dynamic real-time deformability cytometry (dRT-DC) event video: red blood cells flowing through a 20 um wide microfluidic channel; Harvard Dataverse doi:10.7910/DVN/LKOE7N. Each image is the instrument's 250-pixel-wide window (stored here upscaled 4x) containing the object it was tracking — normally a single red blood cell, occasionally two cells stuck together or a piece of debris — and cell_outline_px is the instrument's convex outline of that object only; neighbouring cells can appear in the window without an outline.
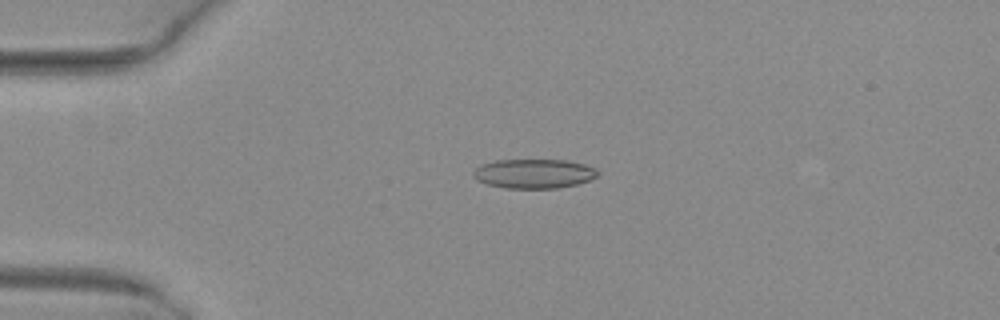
{"species": "common noctule bat (a hibernating species)", "species_latin": "Nyctalus noctula", "temperature_condition": "warm", "stored_images_in_passage": 42, "camera_frame_rate_fps": 3000, "um_per_image_px": 0.085, "animal": {"sex": "female", "body_mass_g": 29.2, "forearm_length_mm": 56.3}, "frame": {"image": 1, "passage_image": 4, "time_ms": 1.0, "image_size_px": [1000, 320], "cell_outline_px": [[600, 172], [596, 176], [588, 180], [576, 184], [556, 188], [504, 188], [488, 184], [476, 180], [472, 176], [472, 172], [480, 164], [496, 160], [568, 160], [584, 164], [596, 168]], "centroid_in_image_um": [45.35, 14.75], "position_along_channel_um": 39.6, "area_um2": 21.33}}
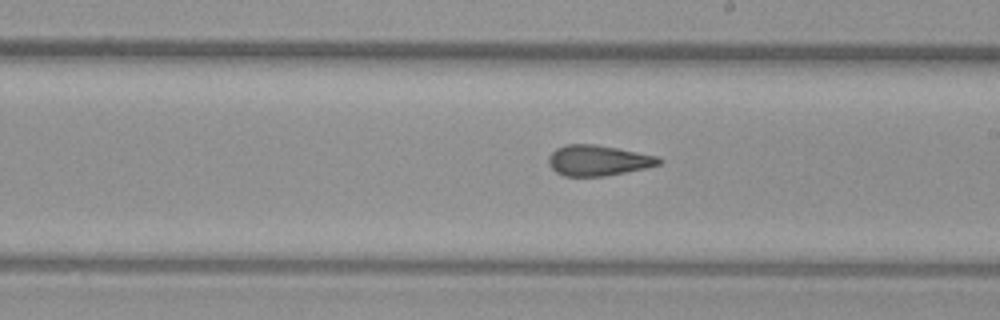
{"frame": {"image": 2, "passage_image": 21, "time_ms": 6.667, "image_size_px": [1000, 320], "cell_outline_px": [[664, 160], [660, 164], [644, 168], [608, 176], [564, 176], [556, 172], [548, 164], [548, 156], [556, 148], [564, 144], [592, 144], [616, 148], [656, 156]], "centroid_in_image_um": [50.8, 13.64], "position_along_channel_um": 238.2, "area_um2": 19.59}}
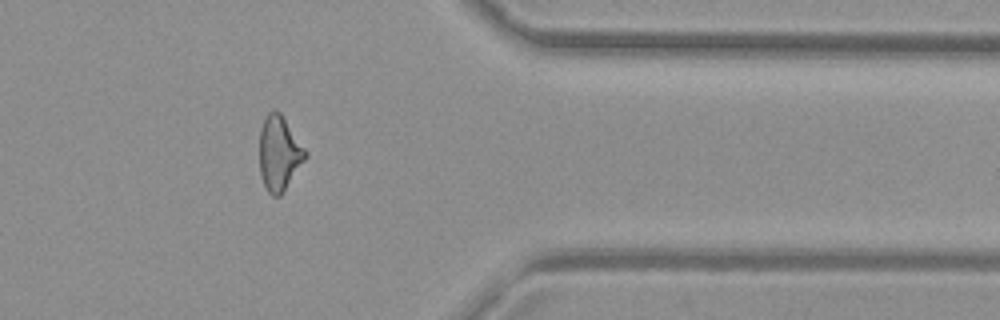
{"frame": {"image": 3, "passage_image": 33, "time_ms": 10.667, "image_size_px": [1000, 320], "cell_outline_px": [[308, 156], [280, 196], [272, 196], [268, 192], [260, 176], [260, 128], [268, 112], [272, 108], [276, 108], [280, 112], [308, 152]], "centroid_in_image_um": [23.73, 13.01], "position_along_channel_um": 387.7, "area_um2": 20.06}, "authors_computed_cell_mechanics": {"area_um2": 20.3456, "velocity_mm_per_s": 4.1254, "shape_relaxation_time_tau1_ms": null, "shape_relaxation_time_tau2_ms": 1.7186, "deformation_change_tau1": null, "deformation_change_tau2": 0.0933}}